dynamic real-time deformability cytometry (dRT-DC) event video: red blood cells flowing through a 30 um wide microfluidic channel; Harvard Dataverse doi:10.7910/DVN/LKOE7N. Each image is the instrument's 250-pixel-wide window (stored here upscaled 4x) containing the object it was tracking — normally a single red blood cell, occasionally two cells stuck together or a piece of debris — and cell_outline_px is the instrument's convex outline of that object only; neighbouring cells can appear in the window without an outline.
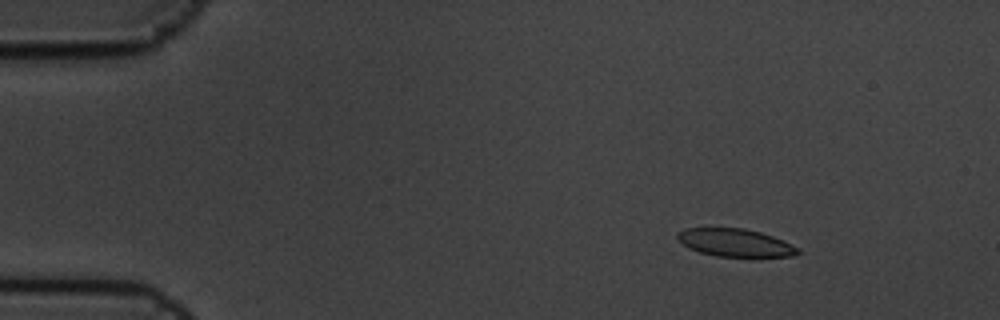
{"species": "common noctule bat (a hibernating species)", "species_latin": "Nyctalus noctula", "temperature_condition": "cold", "stored_images_in_passage": 5, "camera_frame_rate_fps": 3000, "um_per_image_px": 0.085, "animal": {"sex": "male", "body_mass_g": 19.5, "forearm_length_mm": 54.6}, "frame": {"image": 1, "passage_image": 3, "time_ms": 0.667, "image_size_px": [1000, 320], "cell_outline_px": [[800, 252], [792, 256], [752, 260], [716, 256], [700, 252], [688, 248], [676, 236], [676, 232], [684, 228], [744, 228], [760, 232], [784, 240], [800, 248]], "centroid_in_image_um": [62.57, 20.68], "position_along_channel_um": 22.4, "area_um2": 20.52}}